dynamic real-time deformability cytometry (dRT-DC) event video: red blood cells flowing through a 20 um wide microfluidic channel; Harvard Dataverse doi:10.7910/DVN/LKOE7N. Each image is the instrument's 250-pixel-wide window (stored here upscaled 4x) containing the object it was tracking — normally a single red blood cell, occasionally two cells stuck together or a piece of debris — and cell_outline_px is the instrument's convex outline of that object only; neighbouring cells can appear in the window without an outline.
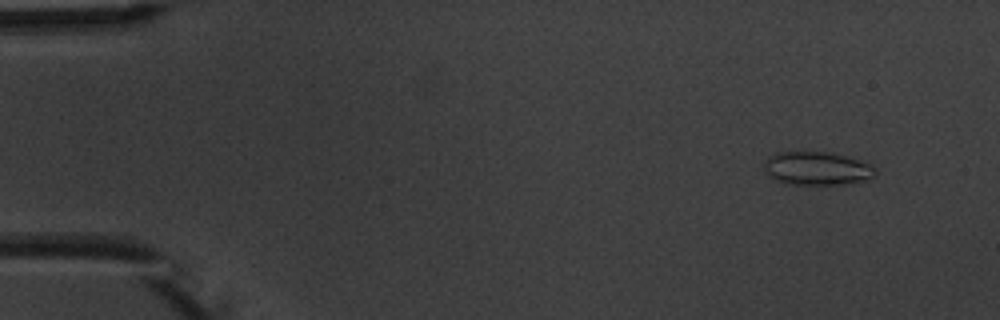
{"species": "common noctule bat (a hibernating species)", "species_latin": "Nyctalus noctula", "temperature_condition": "warm", "stored_images_in_passage": 5, "camera_frame_rate_fps": 3000, "um_per_image_px": 0.085, "animal": {"sex": "male", "body_mass_g": 20.1, "forearm_length_mm": 53.5}, "frame": {"image": 1, "passage_image": 2, "time_ms": 1.333, "image_size_px": [1000, 320], "cell_outline_px": [[876, 172], [872, 176], [864, 180], [844, 184], [784, 184], [768, 176], [764, 168], [764, 164], [776, 152], [796, 148], [832, 152], [848, 156], [872, 164], [876, 168]], "centroid_in_image_um": [69.41, 14.26], "position_along_channel_um": 15.6, "area_um2": 22.43}}
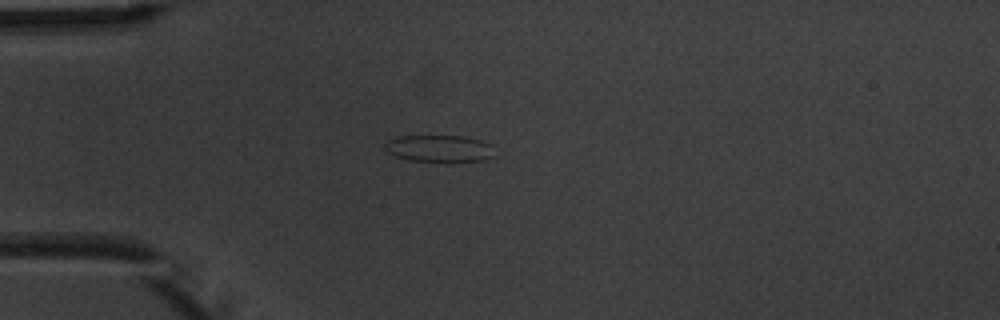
{"frame": {"image": 2, "passage_image": 5, "time_ms": 4.667, "image_size_px": [1000, 320], "cell_outline_px": [[496, 156], [484, 160], [448, 164], [408, 160], [396, 156], [388, 152], [384, 148], [384, 144], [388, 140], [396, 136], [464, 136], [480, 140], [488, 144]], "centroid_in_image_um": [37.34, 12.67], "position_along_channel_um": 47.7, "area_um2": 17.86}}